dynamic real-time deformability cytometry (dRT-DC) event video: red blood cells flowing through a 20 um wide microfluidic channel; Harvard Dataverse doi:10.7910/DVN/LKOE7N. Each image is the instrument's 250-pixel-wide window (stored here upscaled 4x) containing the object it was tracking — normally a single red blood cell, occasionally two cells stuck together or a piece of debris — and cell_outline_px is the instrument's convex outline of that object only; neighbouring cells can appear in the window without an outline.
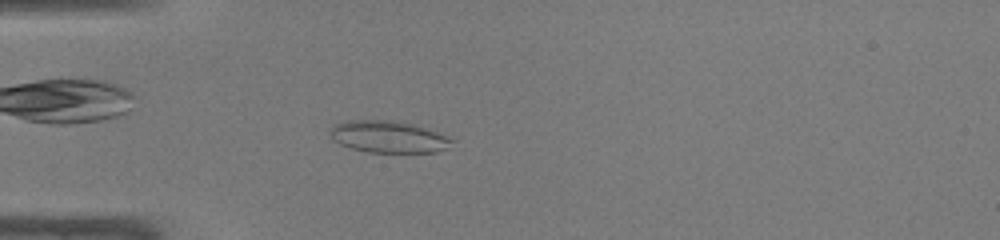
{"species": "common noctule bat (a hibernating species)", "species_latin": "Nyctalus noctula", "temperature_condition": "warm", "stored_images_in_passage": 47, "camera_frame_rate_fps": 3000, "um_per_image_px": 0.085, "animal": {"sex": "male", "body_mass_g": 19.0, "forearm_length_mm": 50.8}, "frame": {"image": 1, "passage_image": 14, "time_ms": 4.333, "image_size_px": [1000, 240], "cell_outline_px": [[456, 140], [444, 148], [436, 152], [368, 152], [352, 148], [340, 144], [332, 136], [332, 128], [336, 124], [348, 120], [400, 120], [416, 124], [448, 136]], "centroid_in_image_um": [33.07, 11.61], "position_along_channel_um": 51.9, "area_um2": 22.48}}
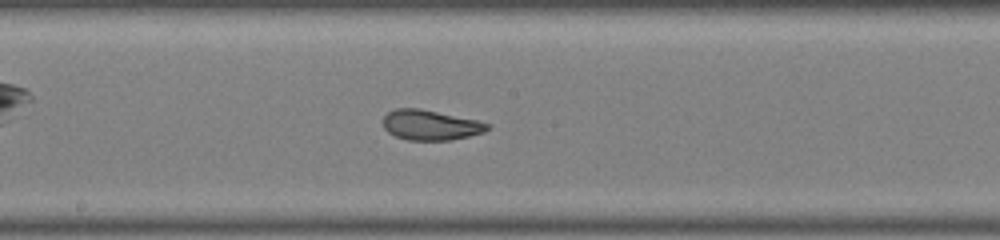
{"frame": {"image": 2, "passage_image": 26, "time_ms": 8.333, "image_size_px": [1000, 240], "cell_outline_px": [[488, 128], [484, 132], [468, 136], [448, 140], [408, 140], [396, 136], [388, 132], [384, 128], [384, 116], [388, 112], [396, 108], [420, 108], [476, 120], [488, 124]], "centroid_in_image_um": [36.55, 10.62], "position_along_channel_um": 211.6, "area_um2": 18.03}}
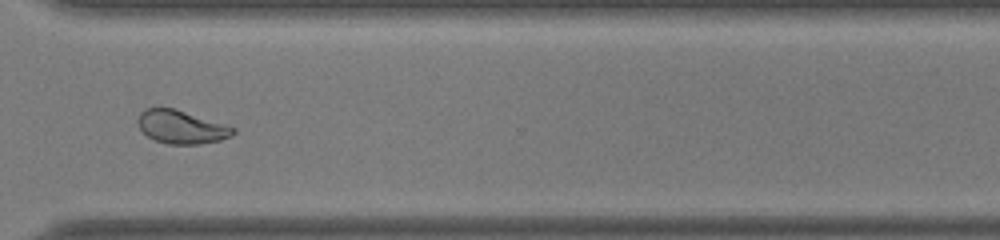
{"frame": {"image": 3, "passage_image": 36, "time_ms": 11.667, "image_size_px": [1000, 240], "cell_outline_px": [[236, 132], [220, 140], [196, 144], [168, 144], [156, 140], [148, 136], [140, 128], [136, 120], [140, 112], [144, 108], [172, 108], [236, 128]], "centroid_in_image_um": [15.37, 10.79], "position_along_channel_um": 355.2, "area_um2": 18.03}, "authors_computed_cell_mechanics": {"area_um2": 21.1548, "velocity_mm_per_s": 4.2938, "shape_relaxation_time_tau1_ms": 8.2705, "shape_relaxation_time_tau2_ms": 0.982, "deformation_change_tau1": 0.2137, "deformation_change_tau2": 0.0571}}